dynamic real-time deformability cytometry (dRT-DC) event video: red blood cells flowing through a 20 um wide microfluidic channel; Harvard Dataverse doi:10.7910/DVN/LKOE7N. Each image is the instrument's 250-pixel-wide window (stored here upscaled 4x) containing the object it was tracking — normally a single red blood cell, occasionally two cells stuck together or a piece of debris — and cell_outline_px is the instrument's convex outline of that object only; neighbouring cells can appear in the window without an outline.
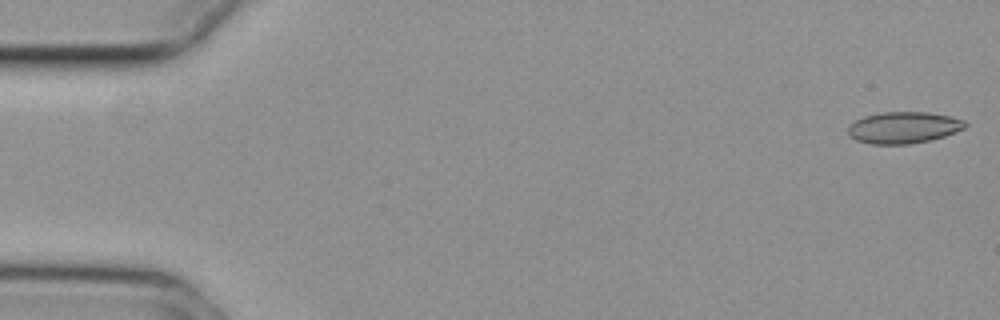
{"species": "common noctule bat (a hibernating species)", "species_latin": "Nyctalus noctula", "temperature_condition": "cold", "stored_images_in_passage": 55, "camera_frame_rate_fps": 3000, "um_per_image_px": 0.085, "animal": {"sex": "female", "body_mass_g": 29.2, "forearm_length_mm": 56.3}, "frame": {"image": 1, "passage_image": 1, "time_ms": 0.0, "image_size_px": [1000, 320], "cell_outline_px": [[968, 124], [964, 128], [944, 136], [928, 140], [908, 144], [872, 144], [856, 140], [848, 136], [848, 124], [864, 116], [880, 112], [928, 112], [948, 116], [964, 120]], "centroid_in_image_um": [76.75, 10.84], "position_along_channel_um": 8.2, "area_um2": 21.5}}
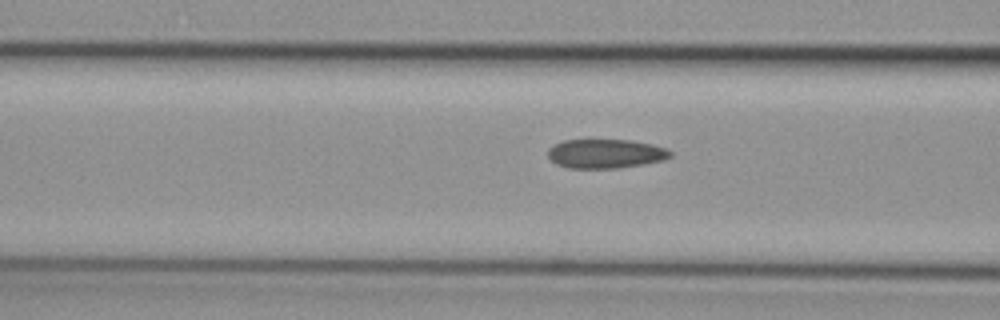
{"frame": {"image": 2, "passage_image": 21, "time_ms": 6.667, "image_size_px": [1000, 320], "cell_outline_px": [[672, 156], [664, 160], [644, 164], [620, 168], [568, 168], [556, 164], [548, 156], [548, 148], [564, 140], [632, 140], [652, 144], [668, 148], [672, 152]], "centroid_in_image_um": [51.51, 13.06], "position_along_channel_um": 115.1, "area_um2": 20.92}}
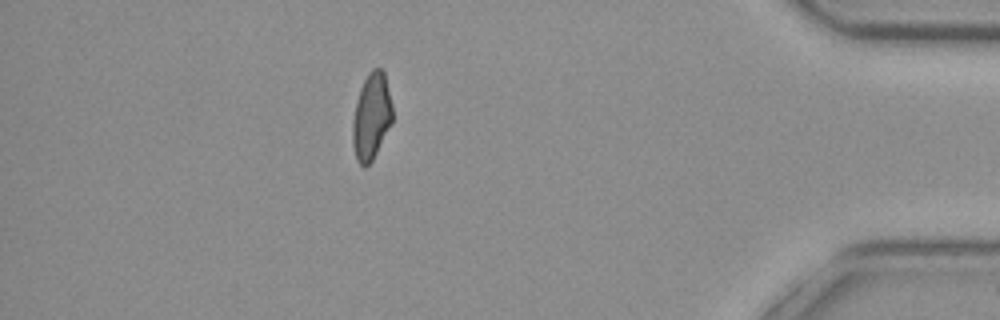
{"frame": {"image": 3, "passage_image": 48, "time_ms": 15.667, "image_size_px": [1000, 320], "cell_outline_px": [[392, 120], [372, 160], [364, 168], [356, 160], [352, 144], [352, 124], [356, 100], [360, 88], [368, 72], [372, 68], [380, 68], [384, 72], [392, 104]], "centroid_in_image_um": [31.54, 9.88], "position_along_channel_um": 403.7, "area_um2": 19.94}, "authors_computed_cell_mechanics": {"area_um2": 21.2126, "velocity_mm_per_s": 3.7415, "shape_relaxation_time_tau1_ms": null, "shape_relaxation_time_tau2_ms": 2.9646, "deformation_change_tau1": null, "deformation_change_tau2": 0.071}}